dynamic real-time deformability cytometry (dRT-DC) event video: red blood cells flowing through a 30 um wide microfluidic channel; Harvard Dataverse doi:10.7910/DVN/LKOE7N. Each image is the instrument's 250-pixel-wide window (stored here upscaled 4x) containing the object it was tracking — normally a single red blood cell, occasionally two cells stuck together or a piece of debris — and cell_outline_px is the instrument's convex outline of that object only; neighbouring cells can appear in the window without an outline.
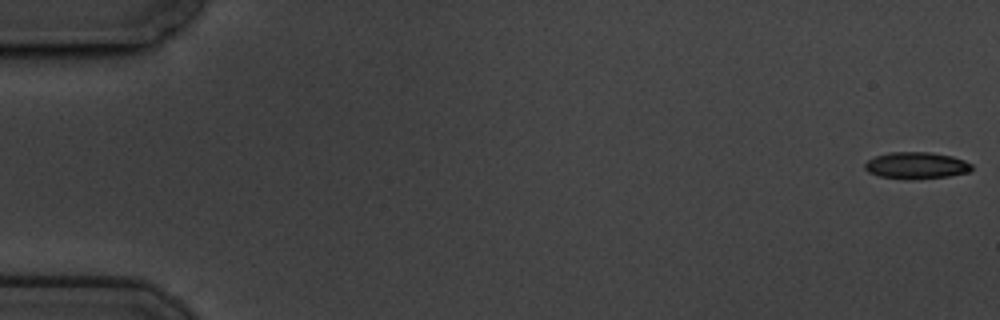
{"species": "common noctule bat (a hibernating species)", "species_latin": "Nyctalus noctula", "temperature_condition": "cold", "stored_images_in_passage": 9, "camera_frame_rate_fps": 3000, "um_per_image_px": 0.085, "animal": {"sex": "male", "body_mass_g": 19.5, "forearm_length_mm": 54.6}, "frame": {"image": 1, "passage_image": 1, "time_ms": 0.0, "image_size_px": [1000, 320], "cell_outline_px": [[972, 168], [968, 172], [948, 176], [912, 180], [908, 180], [880, 176], [868, 172], [864, 168], [864, 164], [868, 160], [876, 156], [888, 152], [928, 152], [952, 156], [964, 160], [972, 164]], "centroid_in_image_um": [77.87, 14.07], "position_along_channel_um": 7.1, "area_um2": 16.7}}